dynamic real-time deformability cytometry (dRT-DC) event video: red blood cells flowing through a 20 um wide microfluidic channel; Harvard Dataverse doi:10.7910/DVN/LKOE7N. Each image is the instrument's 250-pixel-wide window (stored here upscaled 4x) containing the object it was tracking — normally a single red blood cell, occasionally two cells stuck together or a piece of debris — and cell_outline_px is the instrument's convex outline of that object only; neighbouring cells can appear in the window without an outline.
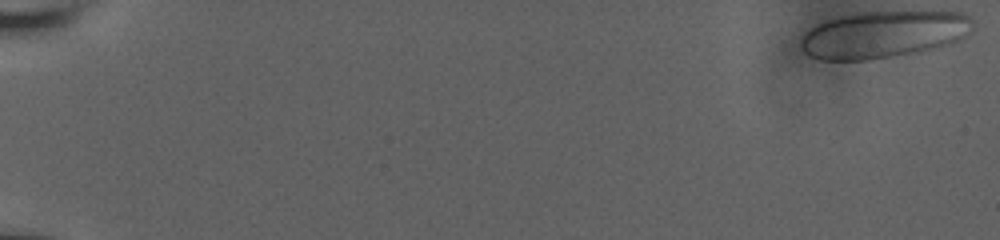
{"species": "human", "species_latin": "Homo sapiens", "temperature_condition": "room temperature", "stored_images_in_passage": 57, "camera_frame_rate_fps": 3000, "um_per_image_px": 0.085, "donor": {"sex": "male"}, "frame": {"image": 1, "passage_image": 1, "time_ms": 0.0, "image_size_px": [1000, 240], "cell_outline_px": [[972, 28], [956, 40], [948, 44], [936, 48], [920, 52], [868, 60], [820, 60], [804, 52], [800, 48], [800, 36], [804, 32], [816, 24], [840, 16], [864, 12], [964, 12], [972, 20]], "centroid_in_image_um": [75.04, 2.94], "position_along_channel_um": 10.0, "area_um2": 46.99}}
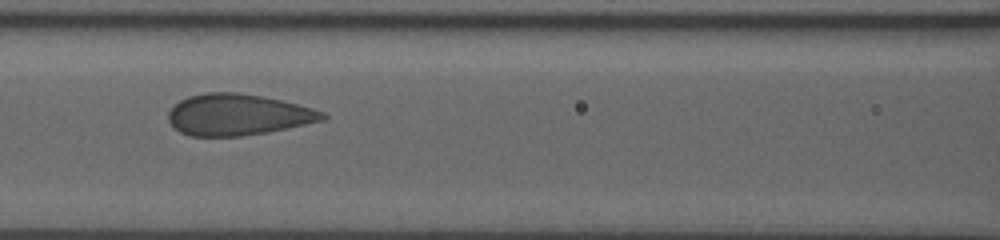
{"frame": {"image": 2, "passage_image": 28, "time_ms": 9.0, "image_size_px": [1000, 240], "cell_outline_px": [[328, 116], [324, 120], [268, 132], [240, 136], [188, 136], [180, 132], [168, 120], [168, 112], [180, 100], [188, 96], [204, 92], [236, 92], [264, 96], [312, 108], [324, 112]], "centroid_in_image_um": [20.21, 9.74], "position_along_channel_um": 146.4, "area_um2": 37.05}}
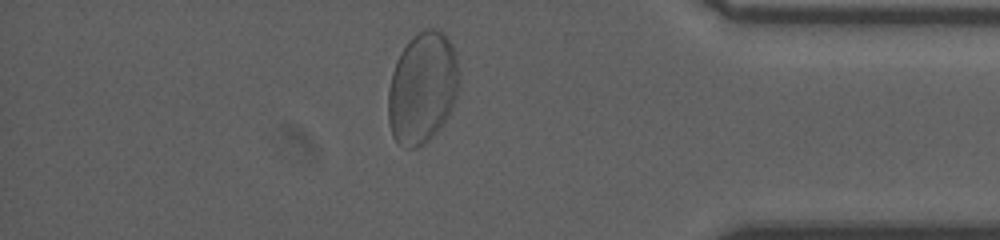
{"frame": {"image": 3, "passage_image": 50, "time_ms": 16.333, "image_size_px": [1000, 240], "cell_outline_px": [[460, 80], [456, 100], [440, 128], [424, 144], [416, 148], [408, 148], [400, 144], [392, 136], [388, 120], [388, 88], [392, 72], [396, 60], [400, 52], [408, 40], [412, 36], [428, 28], [436, 28], [444, 32], [448, 36], [456, 52], [460, 72]], "centroid_in_image_um": [35.92, 7.44], "position_along_channel_um": 399.3, "area_um2": 46.76}}